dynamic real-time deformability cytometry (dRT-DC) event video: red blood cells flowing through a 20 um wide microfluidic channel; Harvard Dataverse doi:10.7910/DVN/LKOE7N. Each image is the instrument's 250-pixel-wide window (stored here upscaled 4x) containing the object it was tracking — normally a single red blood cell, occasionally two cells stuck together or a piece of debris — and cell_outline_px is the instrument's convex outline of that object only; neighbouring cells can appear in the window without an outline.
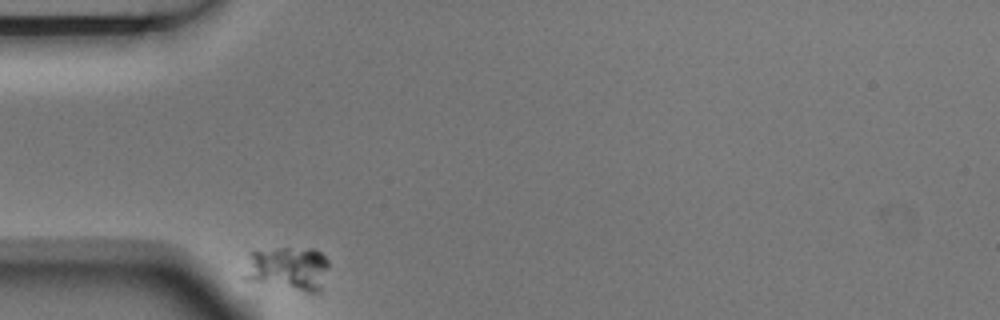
{"species": "Egyptian fruit bat (a non-hibernating species)", "species_latin": "Rousettus aegyptiacus", "temperature_condition": "room temperature", "stored_images_in_passage": 4, "camera_frame_rate_fps": 3000, "um_per_image_px": 0.085, "animal": {"sex": "male"}, "frame": {"image": 1, "passage_image": 1, "time_ms": 0.0, "image_size_px": [1000, 320], "cell_outline_px": [[328, 264], [320, 292], [304, 292], [240, 280], [240, 276], [252, 252], [276, 248], [312, 248], [320, 252], [328, 260]], "centroid_in_image_um": [24.41, 22.85], "position_along_channel_um": 60.6, "area_um2": 22.08}}
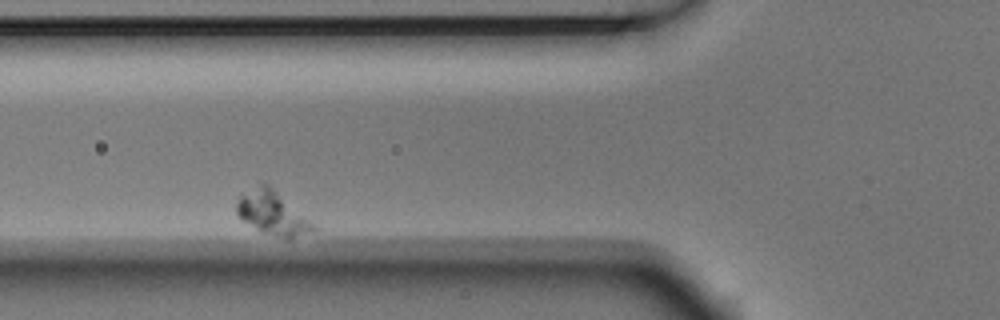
{"frame": {"image": 2, "passage_image": 3, "time_ms": 0.667, "image_size_px": [1000, 320], "cell_outline_px": [[316, 232], [288, 240], [260, 232], [240, 220], [236, 216], [236, 204], [240, 196], [260, 184], [268, 184], [316, 224]], "centroid_in_image_um": [23.19, 18.18], "position_along_channel_um": 102.6, "area_um2": 19.83}}
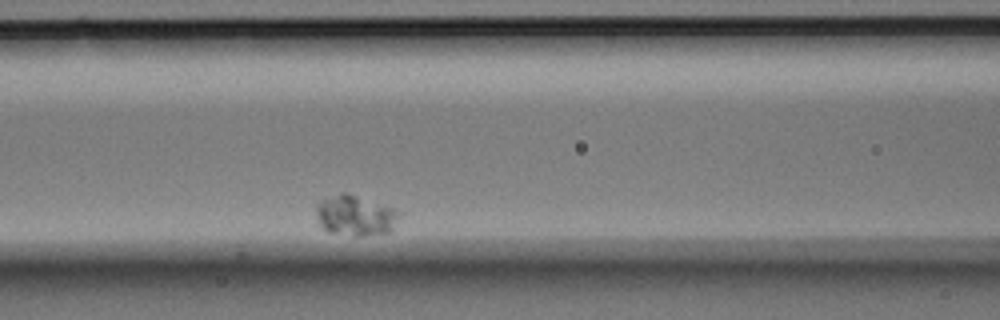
{"frame": {"image": 3, "passage_image": 4, "time_ms": 1.0, "image_size_px": [1000, 320], "cell_outline_px": [[400, 212], [392, 228], [388, 232], [364, 236], [356, 236], [328, 232], [320, 224], [316, 212], [316, 204], [320, 200], [344, 192], [392, 208]], "centroid_in_image_um": [30.16, 18.33], "position_along_channel_um": 136.4, "area_um2": 19.07}}